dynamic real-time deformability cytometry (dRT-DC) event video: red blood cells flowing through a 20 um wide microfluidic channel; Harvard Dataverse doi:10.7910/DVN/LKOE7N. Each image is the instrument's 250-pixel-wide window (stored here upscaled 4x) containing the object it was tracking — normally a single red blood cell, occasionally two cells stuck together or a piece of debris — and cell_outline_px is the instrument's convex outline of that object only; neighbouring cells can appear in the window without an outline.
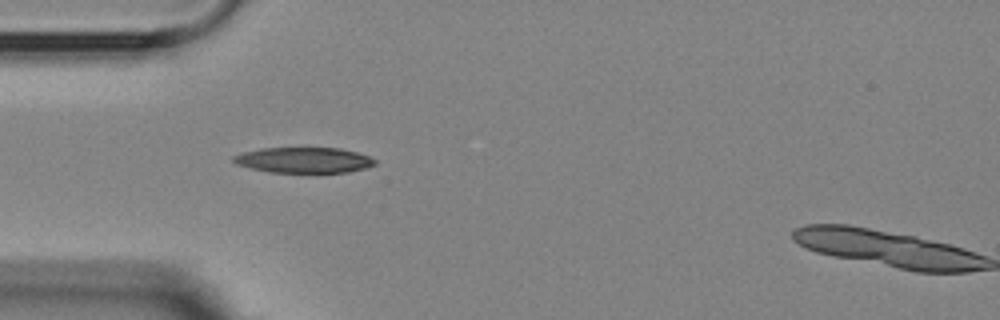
{"species": "Egyptian fruit bat (a non-hibernating species)", "species_latin": "Rousettus aegyptiacus", "temperature_condition": "room temperature", "stored_images_in_passage": 2, "camera_frame_rate_fps": 3000, "um_per_image_px": 0.085, "animal": {"sex": "female"}, "frame": {"image": 1, "passage_image": 1, "time_ms": 0.0, "image_size_px": [1000, 320], "cell_outline_px": [[376, 164], [368, 168], [348, 172], [268, 172], [236, 164], [232, 160], [232, 156], [244, 152], [260, 148], [340, 148], [356, 152], [368, 156], [376, 160]], "centroid_in_image_um": [25.84, 13.61], "position_along_channel_um": 59.2, "area_um2": 21.04}}